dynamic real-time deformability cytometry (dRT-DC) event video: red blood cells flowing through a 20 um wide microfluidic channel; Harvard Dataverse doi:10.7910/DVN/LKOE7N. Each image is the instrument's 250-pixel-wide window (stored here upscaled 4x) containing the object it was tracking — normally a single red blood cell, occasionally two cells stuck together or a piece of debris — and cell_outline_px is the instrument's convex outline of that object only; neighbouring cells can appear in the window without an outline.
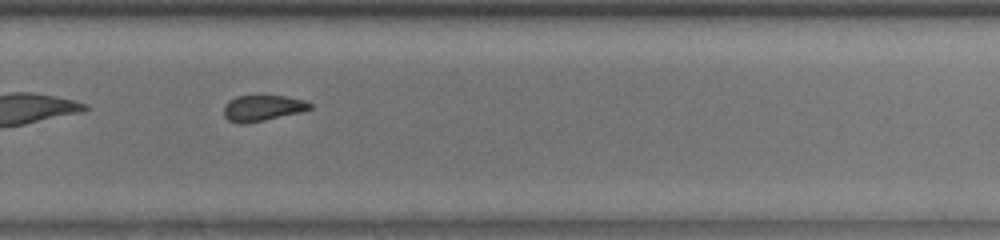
{"species": "common noctule bat (a hibernating species)", "species_latin": "Nyctalus noctula", "temperature_condition": "room temperature", "stored_images_in_passage": 37, "camera_frame_rate_fps": 3000, "um_per_image_px": 0.085, "animal": {"sex": "male", "body_mass_g": 13.0, "forearm_length_mm": 53.1}, "frame": {"image": 1, "passage_image": 22, "time_ms": 7.0, "image_size_px": [1000, 240], "cell_outline_px": [[312, 108], [300, 112], [264, 120], [244, 124], [240, 124], [228, 120], [224, 116], [224, 104], [228, 100], [236, 96], [260, 92], [284, 96], [304, 100], [312, 104]], "centroid_in_image_um": [22.27, 9.12], "position_along_channel_um": 307.5, "area_um2": 13.64}, "authors_computed_cell_mechanics": {"area_um2": 13.8142, "velocity_mm_per_s": 3.9868, "shape_relaxation_time_tau1_ms": null, "shape_relaxation_time_tau2_ms": 2.7289, "deformation_change_tau1": null, "deformation_change_tau2": 0.0508}}